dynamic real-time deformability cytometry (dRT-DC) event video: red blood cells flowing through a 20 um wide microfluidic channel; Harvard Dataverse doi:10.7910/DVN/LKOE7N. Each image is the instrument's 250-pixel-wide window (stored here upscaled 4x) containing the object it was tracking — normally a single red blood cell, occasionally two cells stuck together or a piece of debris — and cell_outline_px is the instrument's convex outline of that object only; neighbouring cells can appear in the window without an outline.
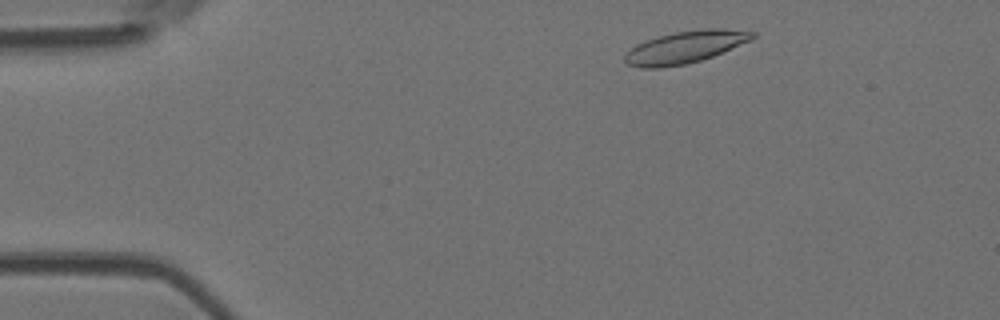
{"species": "Egyptian fruit bat (a non-hibernating species)", "species_latin": "Rousettus aegyptiacus", "temperature_condition": "room temperature", "stored_images_in_passage": 49, "camera_frame_rate_fps": 3000, "um_per_image_px": 0.085, "animal": {"sex": "female"}, "frame": {"image": 1, "passage_image": 4, "time_ms": 1.0, "image_size_px": [1000, 320], "cell_outline_px": [[756, 36], [752, 40], [712, 56], [700, 60], [684, 64], [660, 68], [640, 68], [628, 64], [624, 60], [624, 56], [636, 44], [644, 40], [656, 36], [676, 32], [708, 28], [724, 28], [756, 32]], "centroid_in_image_um": [58.24, 3.99], "position_along_channel_um": 26.8, "area_um2": 23.87}}
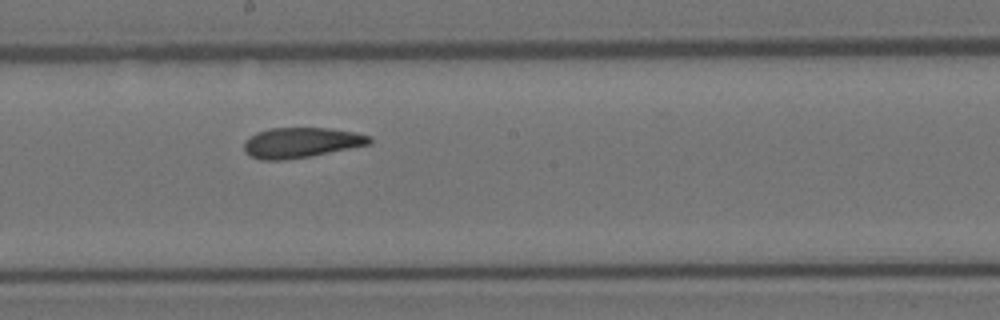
{"frame": {"image": 2, "passage_image": 25, "time_ms": 8.0, "image_size_px": [1000, 320], "cell_outline_px": [[372, 144], [312, 156], [284, 160], [260, 160], [248, 156], [244, 152], [244, 140], [256, 132], [268, 128], [332, 128], [356, 132], [372, 136]], "centroid_in_image_um": [25.6, 12.12], "position_along_channel_um": 222.6, "area_um2": 22.6}}
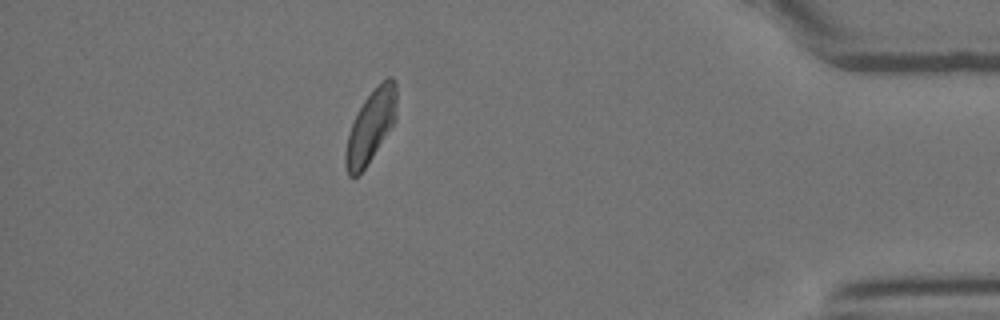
{"frame": {"image": 3, "passage_image": 43, "time_ms": 14.0, "image_size_px": [1000, 320], "cell_outline_px": [[396, 120], [364, 168], [356, 176], [348, 176], [344, 164], [344, 152], [348, 136], [352, 124], [364, 100], [388, 76], [392, 76], [396, 80]], "centroid_in_image_um": [31.51, 10.74], "position_along_channel_um": 403.7, "area_um2": 20.98}, "authors_computed_cell_mechanics": {"area_um2": 22.4264, "velocity_mm_per_s": 3.7597, "shape_relaxation_time_tau1_ms": 4.7426, "shape_relaxation_time_tau2_ms": 2.0921, "deformation_change_tau1": 0.1541, "deformation_change_tau2": 0.0924}}